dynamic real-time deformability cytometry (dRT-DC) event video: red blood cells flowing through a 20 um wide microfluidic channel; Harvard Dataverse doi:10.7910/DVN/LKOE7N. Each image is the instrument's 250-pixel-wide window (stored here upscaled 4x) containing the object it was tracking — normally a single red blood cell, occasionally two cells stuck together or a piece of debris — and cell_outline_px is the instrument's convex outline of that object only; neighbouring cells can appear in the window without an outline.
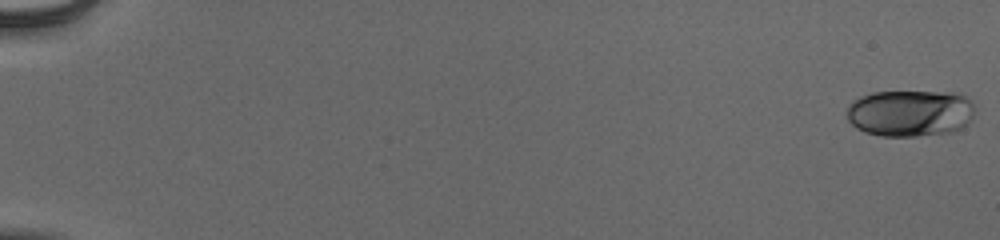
{"species": "human", "species_latin": "Homo sapiens", "temperature_condition": "cold", "stored_images_in_passage": 55, "camera_frame_rate_fps": 3000, "um_per_image_px": 0.085, "donor": {"sex": "male"}, "frame": {"image": 1, "passage_image": 1, "time_ms": 0.0, "image_size_px": [1000, 240], "cell_outline_px": [[972, 116], [968, 124], [952, 132], [916, 136], [880, 136], [864, 132], [856, 128], [848, 120], [848, 108], [852, 100], [860, 96], [872, 92], [960, 92], [968, 96], [972, 100]], "centroid_in_image_um": [77.37, 9.61], "position_along_channel_um": 7.6, "area_um2": 35.08}}
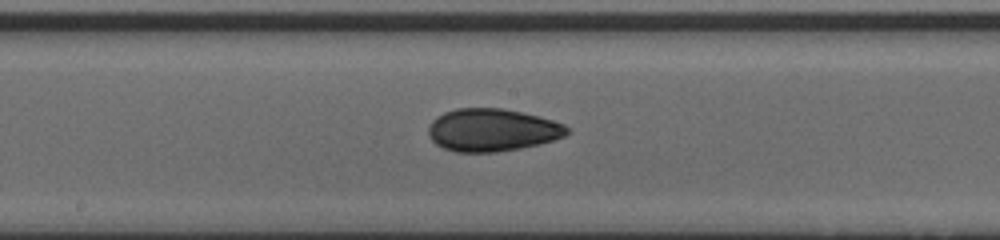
{"frame": {"image": 2, "passage_image": 32, "time_ms": 10.333, "image_size_px": [1000, 240], "cell_outline_px": [[568, 132], [564, 136], [540, 144], [520, 148], [496, 152], [456, 152], [444, 148], [436, 144], [428, 136], [428, 124], [436, 116], [444, 112], [456, 108], [504, 108], [540, 116], [564, 124], [568, 128]], "centroid_in_image_um": [41.8, 11.04], "position_along_channel_um": 206.4, "area_um2": 34.62}}
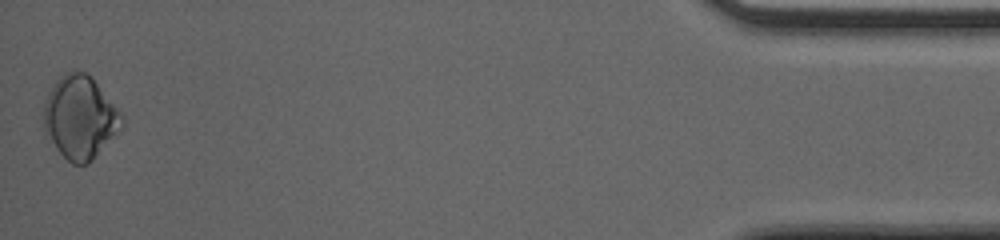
{"frame": {"image": 3, "passage_image": 55, "time_ms": 18.0, "image_size_px": [1000, 240], "cell_outline_px": [[124, 124], [92, 160], [88, 164], [72, 164], [56, 148], [44, 132], [44, 100], [52, 84], [64, 72], [72, 68], [84, 72], [92, 76], [124, 116]], "centroid_in_image_um": [6.79, 9.92], "position_along_channel_um": 428.4, "area_um2": 37.97}, "authors_computed_cell_mechanics": {"area_um2": 33.8708, "velocity_mm_per_s": 3.9089, "shape_relaxation_time_tau1_ms": 3.6699, "shape_relaxation_time_tau2_ms": 2.3262, "deformation_change_tau1": 0.0944, "deformation_change_tau2": 0.0475}}